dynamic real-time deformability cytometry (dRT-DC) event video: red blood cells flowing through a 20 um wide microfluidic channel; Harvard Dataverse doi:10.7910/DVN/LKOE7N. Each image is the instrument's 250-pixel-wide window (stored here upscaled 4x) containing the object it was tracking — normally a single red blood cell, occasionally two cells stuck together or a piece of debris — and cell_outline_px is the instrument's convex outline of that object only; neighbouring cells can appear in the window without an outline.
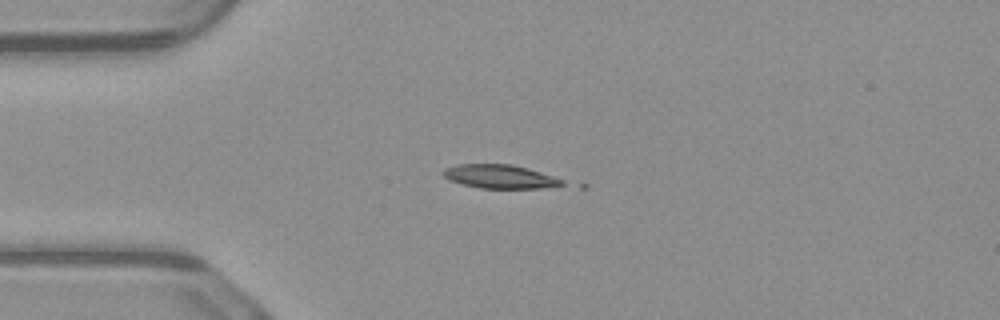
{"species": "common noctule bat (a hibernating species)", "species_latin": "Nyctalus noctula", "temperature_condition": "warm", "stored_images_in_passage": 13, "camera_frame_rate_fps": 3000, "um_per_image_px": 0.085, "animal": {"sex": "male", "body_mass_g": 23.1, "forearm_length_mm": 52.7}, "frame": {"image": 1, "passage_image": 12, "time_ms": 3.667, "image_size_px": [1000, 320], "cell_outline_px": [[564, 184], [540, 188], [480, 188], [448, 180], [444, 176], [444, 168], [456, 164], [512, 164], [528, 168], [564, 180]], "centroid_in_image_um": [42.46, 14.99], "position_along_channel_um": 42.5, "area_um2": 16.24}}